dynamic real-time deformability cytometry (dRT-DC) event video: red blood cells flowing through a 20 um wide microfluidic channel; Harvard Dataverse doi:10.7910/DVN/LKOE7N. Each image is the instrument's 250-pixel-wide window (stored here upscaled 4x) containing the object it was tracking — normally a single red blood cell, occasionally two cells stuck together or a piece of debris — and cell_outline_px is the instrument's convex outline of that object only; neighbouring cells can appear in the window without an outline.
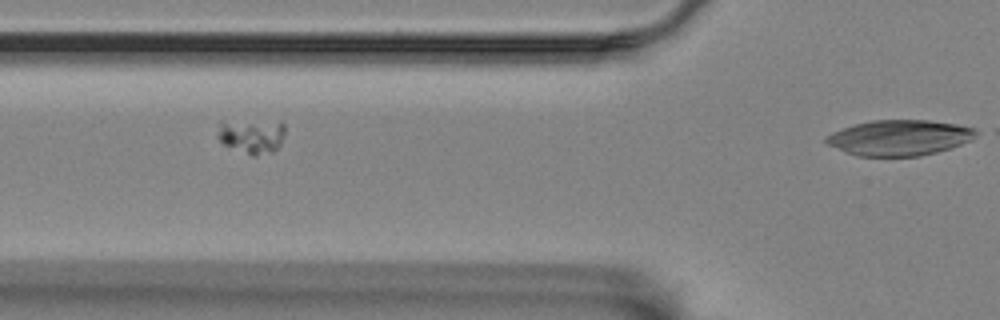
{"species": "Egyptian fruit bat (a non-hibernating species)", "species_latin": "Rousettus aegyptiacus", "temperature_condition": "room temperature", "stored_images_in_passage": 11, "segment_of_instrument_passage": [2, 2], "camera_frame_rate_fps": 3000, "um_per_image_px": 0.085, "animal": {"sex": "female"}, "frame": {"image": 1, "passage_image": 11, "time_ms": 3.333, "image_size_px": [1000, 320], "cell_outline_px": [[980, 132], [972, 140], [936, 152], [920, 156], [860, 156], [824, 144], [824, 136], [832, 132], [856, 124], [872, 120], [928, 120], [956, 124], [972, 128]], "centroid_in_image_um": [76.43, 11.7], "position_along_channel_um": 49.4, "area_um2": 30.92}}